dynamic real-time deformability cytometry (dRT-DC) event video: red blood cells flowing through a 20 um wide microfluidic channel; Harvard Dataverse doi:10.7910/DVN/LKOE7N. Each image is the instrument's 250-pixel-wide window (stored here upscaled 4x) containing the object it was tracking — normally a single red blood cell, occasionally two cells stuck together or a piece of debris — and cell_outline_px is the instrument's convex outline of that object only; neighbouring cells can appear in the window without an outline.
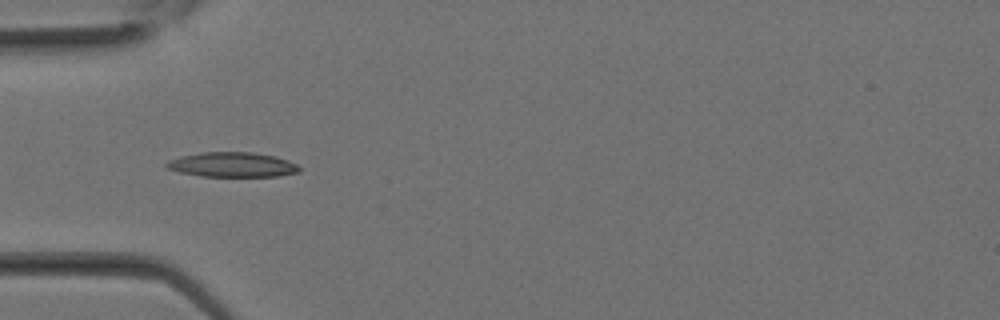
{"species": "Egyptian fruit bat (a non-hibernating species)", "species_latin": "Rousettus aegyptiacus", "temperature_condition": "room temperature", "stored_images_in_passage": 8, "camera_frame_rate_fps": 3000, "um_per_image_px": 0.085, "animal": {"sex": "female"}, "frame": {"image": 1, "passage_image": 6, "time_ms": 1.667, "image_size_px": [1000, 320], "cell_outline_px": [[300, 172], [280, 176], [200, 176], [180, 172], [168, 168], [164, 164], [168, 160], [180, 156], [200, 152], [252, 152], [276, 156], [288, 160], [296, 164], [300, 168]], "centroid_in_image_um": [19.75, 13.99], "position_along_channel_um": 65.2, "area_um2": 19.25}}